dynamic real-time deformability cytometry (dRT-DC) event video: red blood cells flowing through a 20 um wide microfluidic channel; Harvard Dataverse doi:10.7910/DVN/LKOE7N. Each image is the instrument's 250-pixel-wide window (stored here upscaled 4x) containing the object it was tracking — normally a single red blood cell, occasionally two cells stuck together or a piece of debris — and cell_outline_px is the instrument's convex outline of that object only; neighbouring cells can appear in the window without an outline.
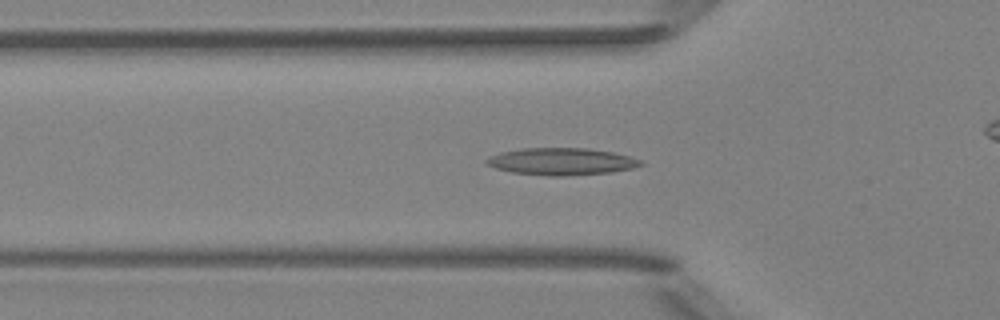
{"species": "Egyptian fruit bat (a non-hibernating species)", "species_latin": "Rousettus aegyptiacus", "temperature_condition": "room temperature", "stored_images_in_passage": 46, "camera_frame_rate_fps": 3000, "um_per_image_px": 0.085, "animal": {"sex": "female"}, "frame": {"image": 1, "passage_image": 11, "time_ms": 3.333, "image_size_px": [1000, 320], "cell_outline_px": [[644, 164], [632, 168], [612, 172], [564, 176], [548, 176], [512, 172], [496, 168], [488, 164], [484, 160], [500, 152], [520, 148], [588, 148], [612, 152], [628, 156], [640, 160]], "centroid_in_image_um": [47.72, 13.72], "position_along_channel_um": 78.1, "area_um2": 24.22}}
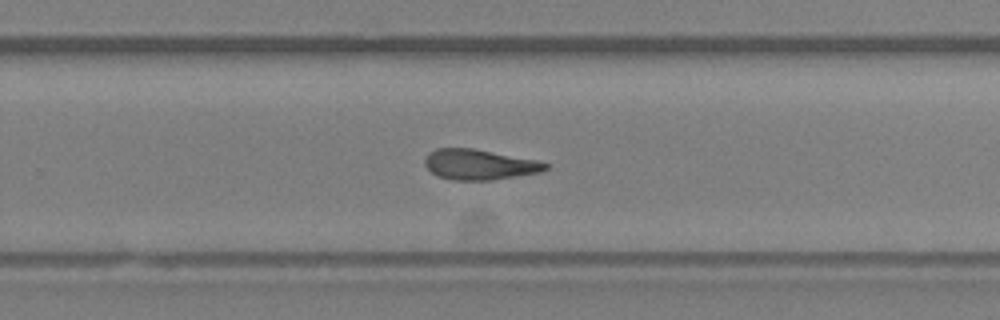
{"frame": {"image": 2, "passage_image": 27, "time_ms": 8.667, "image_size_px": [1000, 320], "cell_outline_px": [[548, 168], [540, 172], [492, 180], [452, 180], [436, 176], [424, 164], [424, 160], [428, 152], [436, 148], [472, 148], [536, 160], [548, 164]], "centroid_in_image_um": [40.69, 13.99], "position_along_channel_um": 289.1, "area_um2": 21.27}}
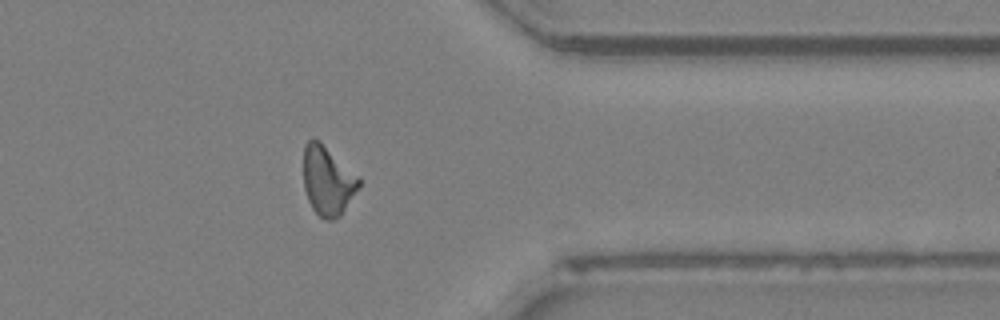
{"frame": {"image": 3, "passage_image": 35, "time_ms": 11.333, "image_size_px": [1000, 320], "cell_outline_px": [[360, 184], [340, 216], [332, 220], [324, 220], [312, 208], [308, 200], [304, 188], [304, 144], [308, 140], [320, 140], [360, 176]], "centroid_in_image_um": [27.85, 15.34], "position_along_channel_um": 383.5, "area_um2": 22.37}, "authors_computed_cell_mechanics": {"area_um2": 22.0796, "velocity_mm_per_s": 3.9595, "shape_relaxation_time_tau1_ms": null, "shape_relaxation_time_tau2_ms": 5.6686, "deformation_change_tau1": null, "deformation_change_tau2": 0.1693}}